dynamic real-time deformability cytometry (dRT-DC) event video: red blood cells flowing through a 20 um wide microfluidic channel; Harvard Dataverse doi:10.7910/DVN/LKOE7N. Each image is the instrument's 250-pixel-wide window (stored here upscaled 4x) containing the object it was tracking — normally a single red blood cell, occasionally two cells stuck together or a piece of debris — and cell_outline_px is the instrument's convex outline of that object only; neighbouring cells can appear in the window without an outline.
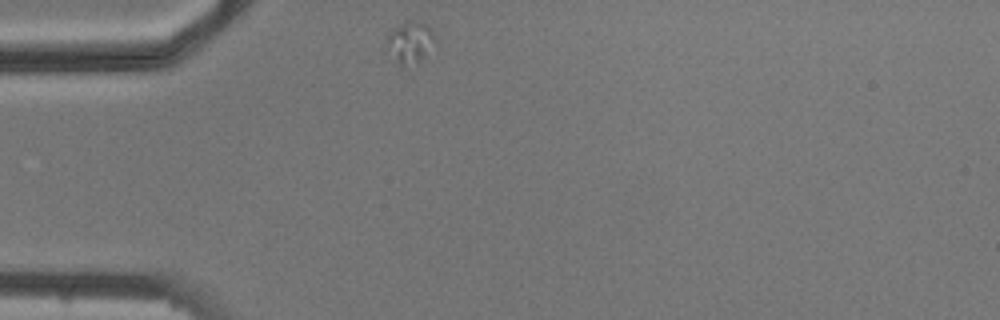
{"species": "common noctule bat (a hibernating species)", "species_latin": "Nyctalus noctula", "temperature_condition": "cold", "stored_images_in_passage": 4, "camera_frame_rate_fps": 3000, "um_per_image_px": 0.085, "animal": {"sex": "male", "body_mass_g": 20.5, "forearm_length_mm": 52.5}, "frame": {"image": 1, "passage_image": 1, "time_ms": 0.0, "image_size_px": [1000, 320], "cell_outline_px": [[436, 44], [424, 56], [416, 60], [400, 64], [384, 52], [384, 40], [392, 28], [412, 20], [428, 24], [436, 36]], "centroid_in_image_um": [34.81, 3.54], "position_along_channel_um": 50.2, "area_um2": 11.85}}